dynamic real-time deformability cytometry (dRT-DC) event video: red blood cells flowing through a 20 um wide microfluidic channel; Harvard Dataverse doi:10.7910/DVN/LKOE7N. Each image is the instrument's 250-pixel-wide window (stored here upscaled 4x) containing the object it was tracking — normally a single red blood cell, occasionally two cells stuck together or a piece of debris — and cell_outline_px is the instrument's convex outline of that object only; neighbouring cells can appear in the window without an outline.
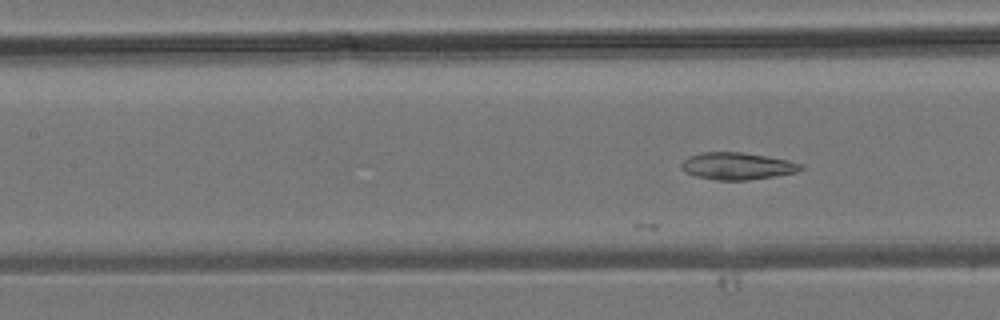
{"species": "common noctule bat (a hibernating species)", "species_latin": "Nyctalus noctula", "temperature_condition": "room temperature", "stored_images_in_passage": 13, "camera_frame_rate_fps": 3000, "um_per_image_px": 0.085, "animal": {"sex": "male", "body_mass_g": 19.2, "forearm_length_mm": 51.8}, "frame": {"image": 1, "passage_image": 7, "time_ms": 2.0, "image_size_px": [1000, 320], "cell_outline_px": [[804, 168], [796, 172], [776, 176], [748, 180], [716, 180], [696, 176], [684, 172], [680, 164], [688, 156], [700, 152], [740, 152], [768, 156], [788, 160], [804, 164]], "centroid_in_image_um": [62.67, 14.11], "position_along_channel_um": 144.7, "area_um2": 19.02}}
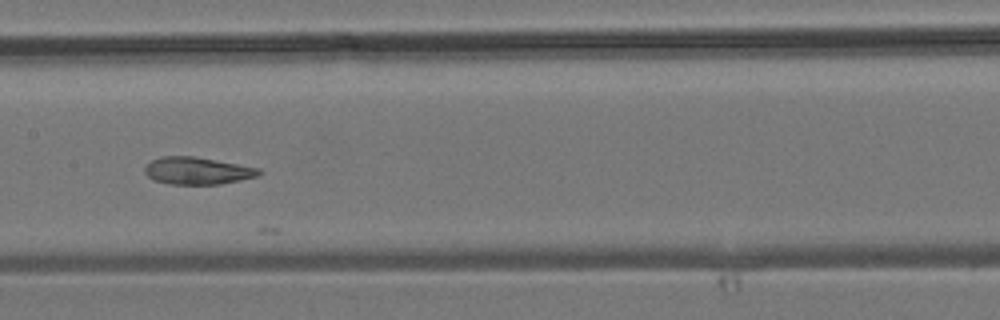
{"frame": {"image": 2, "passage_image": 10, "time_ms": 3.0, "image_size_px": [1000, 320], "cell_outline_px": [[264, 172], [260, 176], [220, 184], [168, 184], [152, 180], [144, 172], [144, 168], [152, 160], [160, 156], [192, 156], [260, 168]], "centroid_in_image_um": [16.78, 14.52], "position_along_channel_um": 190.6, "area_um2": 18.21}}